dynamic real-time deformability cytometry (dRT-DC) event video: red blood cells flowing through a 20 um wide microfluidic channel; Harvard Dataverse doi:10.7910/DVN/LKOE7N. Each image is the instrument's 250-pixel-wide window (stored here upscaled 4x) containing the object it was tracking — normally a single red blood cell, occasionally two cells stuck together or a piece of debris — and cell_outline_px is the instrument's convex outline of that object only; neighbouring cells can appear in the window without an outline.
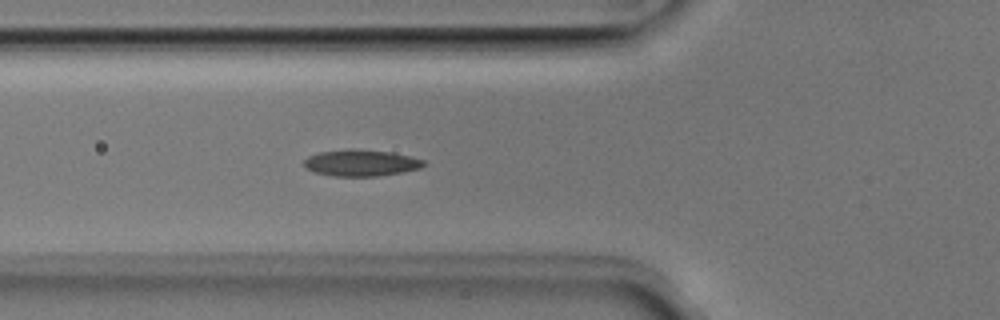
{"species": "Egyptian fruit bat (a non-hibernating species)", "species_latin": "Rousettus aegyptiacus", "temperature_condition": "room temperature", "stored_images_in_passage": 41, "segment_of_instrument_passage": [1, 2], "camera_frame_rate_fps": 3000, "um_per_image_px": 0.085, "animal": {"sex": "male"}, "frame": {"image": 1, "passage_image": 7, "time_ms": 2.0, "image_size_px": [1000, 320], "cell_outline_px": [[428, 164], [420, 168], [400, 172], [376, 176], [332, 176], [316, 172], [308, 168], [304, 164], [304, 160], [308, 156], [320, 152], [348, 148], [356, 148], [392, 152], [424, 160]], "centroid_in_image_um": [30.7, 13.83], "position_along_channel_um": 95.1, "area_um2": 18.44}}
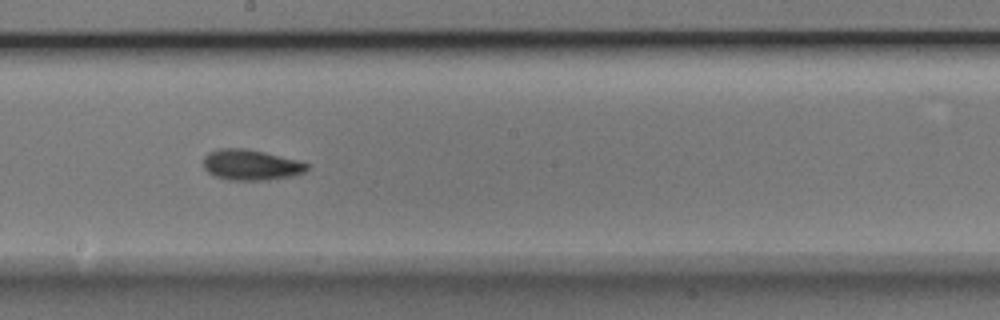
{"frame": {"image": 2, "passage_image": 17, "time_ms": 5.333, "image_size_px": [1000, 320], "cell_outline_px": [[308, 168], [304, 172], [292, 176], [268, 180], [228, 180], [212, 176], [204, 168], [204, 156], [208, 152], [220, 148], [244, 148], [264, 152], [296, 160], [308, 164]], "centroid_in_image_um": [21.28, 14.02], "position_along_channel_um": 226.9, "area_um2": 18.5}}
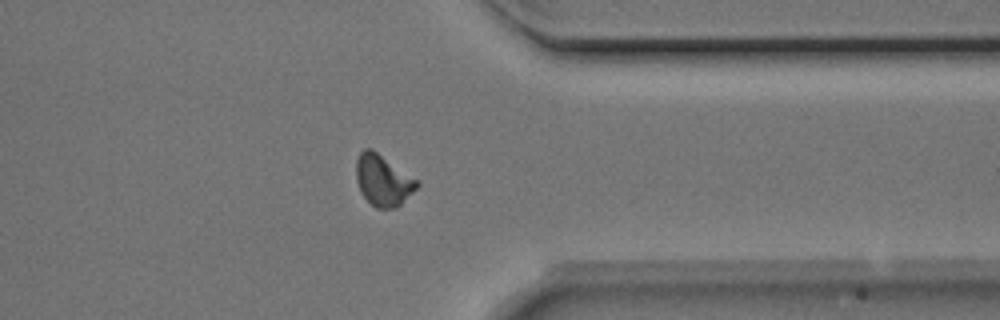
{"frame": {"image": 3, "passage_image": 29, "time_ms": 9.333, "image_size_px": [1000, 320], "cell_outline_px": [[420, 184], [396, 208], [376, 208], [360, 192], [356, 180], [356, 160], [360, 152], [364, 148], [372, 148], [420, 180]], "centroid_in_image_um": [32.56, 15.29], "position_along_channel_um": 378.8, "area_um2": 18.26}}